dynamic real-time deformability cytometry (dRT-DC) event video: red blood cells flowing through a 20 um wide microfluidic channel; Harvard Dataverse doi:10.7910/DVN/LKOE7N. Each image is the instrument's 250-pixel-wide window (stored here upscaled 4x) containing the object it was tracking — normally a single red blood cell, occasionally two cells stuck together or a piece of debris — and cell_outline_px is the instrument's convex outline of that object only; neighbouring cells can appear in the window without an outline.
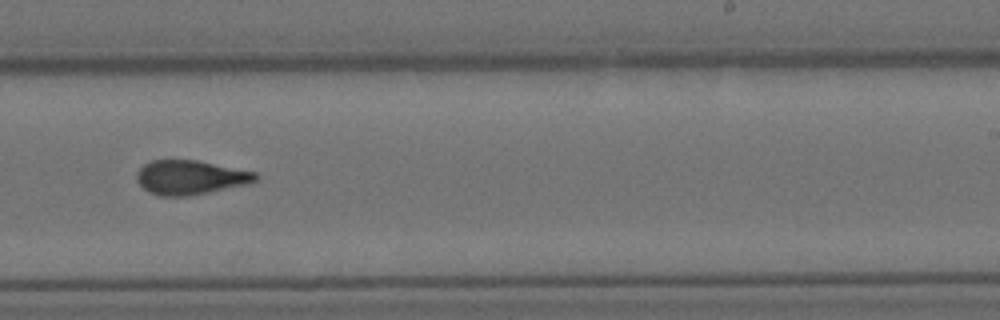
{"species": "Egyptian fruit bat (a non-hibernating species)", "species_latin": "Rousettus aegyptiacus", "temperature_condition": "cold", "stored_images_in_passage": 10, "camera_frame_rate_fps": 3000, "um_per_image_px": 0.085, "animal": {"sex": "female"}, "frame": {"image": 1, "passage_image": 9, "time_ms": 9.667, "image_size_px": [1000, 320], "cell_outline_px": [[260, 176], [256, 180], [248, 184], [188, 196], [160, 196], [148, 192], [136, 180], [136, 172], [144, 164], [152, 160], [196, 160], [256, 172]], "centroid_in_image_um": [16.16, 15.08], "position_along_channel_um": 272.8, "area_um2": 23.7}}
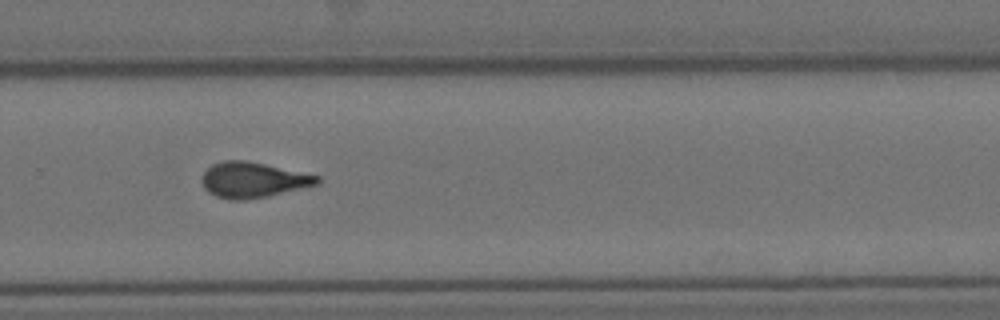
{"frame": {"image": 2, "passage_image": 10, "time_ms": 10.667, "image_size_px": [1000, 320], "cell_outline_px": [[320, 184], [268, 196], [244, 200], [228, 200], [216, 196], [208, 192], [204, 188], [200, 180], [204, 172], [212, 164], [224, 160], [244, 160], [264, 164], [320, 176]], "centroid_in_image_um": [21.48, 15.3], "position_along_channel_um": 308.3, "area_um2": 23.87}}